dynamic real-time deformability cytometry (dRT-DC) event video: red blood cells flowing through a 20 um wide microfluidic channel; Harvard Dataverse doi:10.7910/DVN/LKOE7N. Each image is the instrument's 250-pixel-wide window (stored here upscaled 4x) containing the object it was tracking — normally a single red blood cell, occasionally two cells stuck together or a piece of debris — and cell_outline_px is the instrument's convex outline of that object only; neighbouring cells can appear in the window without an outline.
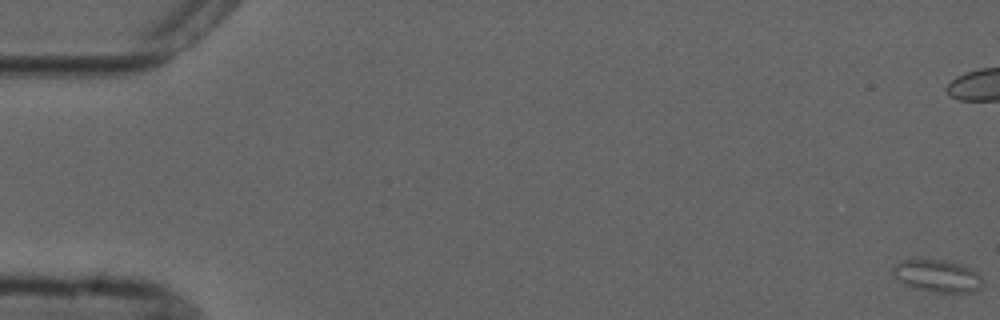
{"species": "common noctule bat (a hibernating species)", "species_latin": "Nyctalus noctula", "temperature_condition": "cold", "stored_images_in_passage": 8, "camera_frame_rate_fps": 3000, "um_per_image_px": 0.085, "animal": {"sex": "male", "forearm_length_mm": 52.5}, "frame": {"image": 1, "passage_image": 1, "time_ms": 0.0, "image_size_px": [1000, 320], "cell_outline_px": [[980, 288], [972, 292], [928, 292], [912, 288], [904, 284], [892, 272], [892, 268], [900, 260], [944, 260], [960, 264], [972, 268], [980, 276]], "centroid_in_image_um": [79.65, 23.46], "position_along_channel_um": 5.3, "area_um2": 16.76}}
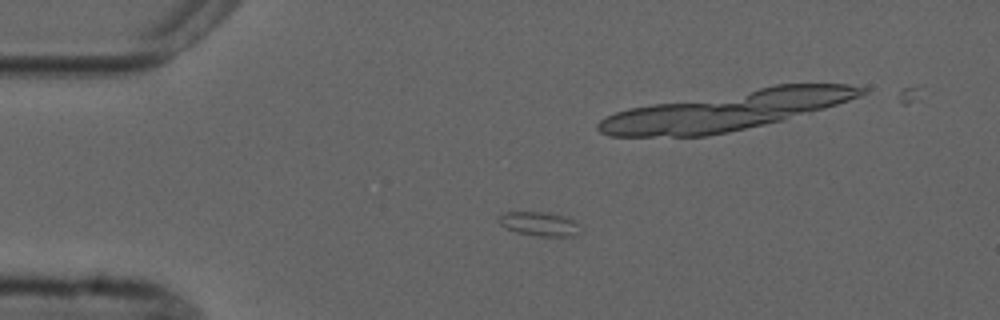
{"frame": {"image": 2, "passage_image": 5, "time_ms": 4.333, "image_size_px": [1000, 320], "cell_outline_px": [[580, 232], [572, 236], [536, 236], [516, 232], [500, 224], [496, 220], [504, 212], [544, 212], [568, 216], [576, 224]], "centroid_in_image_um": [45.82, 19.02], "position_along_channel_um": 39.2, "area_um2": 11.33}}